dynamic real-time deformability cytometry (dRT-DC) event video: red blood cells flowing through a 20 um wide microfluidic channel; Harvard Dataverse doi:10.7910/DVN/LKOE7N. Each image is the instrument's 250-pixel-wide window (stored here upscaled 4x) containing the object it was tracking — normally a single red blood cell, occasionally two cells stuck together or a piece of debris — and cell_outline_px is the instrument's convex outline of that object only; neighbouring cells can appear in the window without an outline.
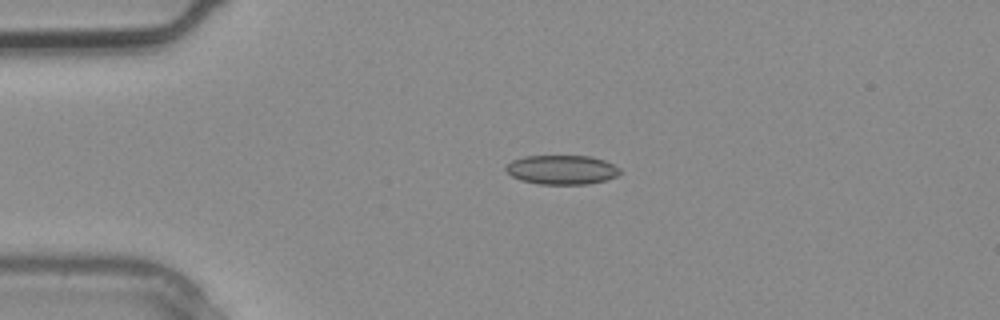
{"species": "common noctule bat (a hibernating species)", "species_latin": "Nyctalus noctula", "temperature_condition": "warm", "stored_images_in_passage": 1, "camera_frame_rate_fps": 3000, "um_per_image_px": 0.085, "animal": {"sex": "male", "body_mass_g": 20.4}, "frame": {"image": 1, "passage_image": 1, "time_ms": 0.0, "image_size_px": [1000, 320], "cell_outline_px": [[624, 172], [616, 176], [604, 180], [588, 184], [540, 184], [520, 180], [512, 176], [504, 168], [512, 160], [524, 156], [592, 156], [604, 160], [620, 168]], "centroid_in_image_um": [47.77, 14.42], "position_along_channel_um": 37.2, "area_um2": 19.48}}